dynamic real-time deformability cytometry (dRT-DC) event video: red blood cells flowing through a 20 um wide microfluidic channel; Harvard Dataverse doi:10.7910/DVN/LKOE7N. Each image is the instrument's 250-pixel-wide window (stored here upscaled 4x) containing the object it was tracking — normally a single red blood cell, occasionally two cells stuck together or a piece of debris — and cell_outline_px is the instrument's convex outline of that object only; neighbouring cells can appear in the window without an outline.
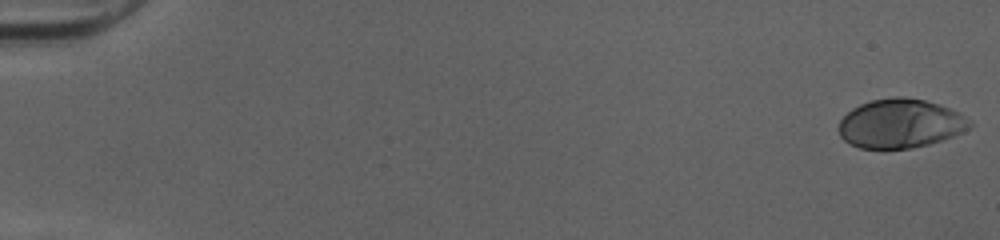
{"species": "human", "species_latin": "Homo sapiens", "temperature_condition": "cold", "stored_images_in_passage": 51, "camera_frame_rate_fps": 3000, "um_per_image_px": 0.085, "donor": {"sex": "female"}, "frame": {"image": 1, "passage_image": 1, "time_ms": 0.0, "image_size_px": [1000, 240], "cell_outline_px": [[972, 124], [968, 128], [952, 136], [928, 144], [912, 148], [860, 148], [844, 140], [840, 136], [840, 120], [852, 108], [860, 104], [872, 100], [896, 96], [904, 96], [924, 100], [948, 108], [964, 116]], "centroid_in_image_um": [76.49, 10.49], "position_along_channel_um": 8.5, "area_um2": 36.82}}
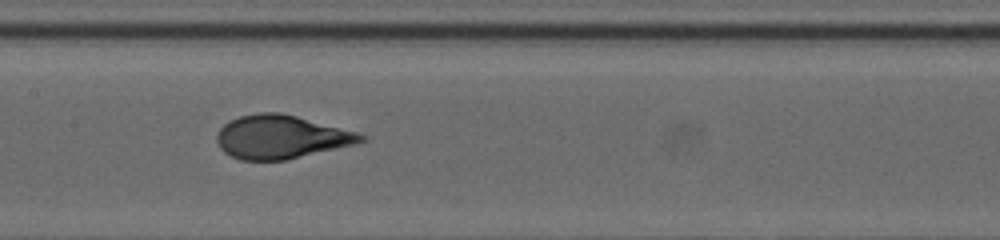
{"frame": {"image": 2, "passage_image": 27, "time_ms": 8.667, "image_size_px": [1000, 240], "cell_outline_px": [[368, 140], [356, 144], [284, 160], [240, 160], [224, 152], [220, 148], [216, 140], [216, 132], [228, 120], [240, 116], [260, 112], [280, 112], [296, 116], [356, 132], [368, 136]], "centroid_in_image_um": [23.87, 11.64], "position_along_channel_um": 183.5, "area_um2": 36.41}}
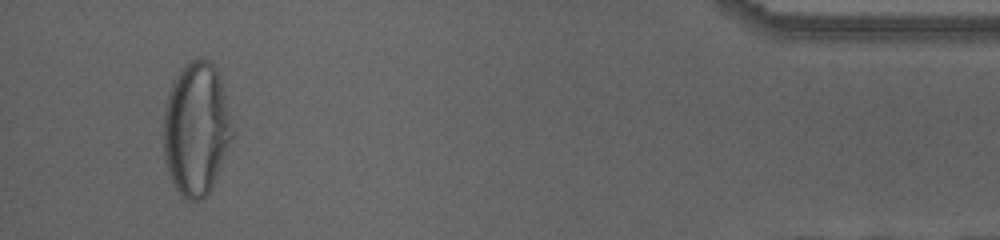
{"frame": {"image": 3, "passage_image": 49, "time_ms": 16.0, "image_size_px": [1000, 240], "cell_outline_px": [[236, 132], [212, 188], [200, 200], [188, 200], [180, 196], [168, 172], [164, 160], [164, 112], [168, 96], [172, 84], [180, 72], [192, 60], [200, 56], [204, 56], [216, 68], [220, 76]], "centroid_in_image_um": [16.73, 10.97], "position_along_channel_um": 418.5, "area_um2": 53.81}, "authors_computed_cell_mechanics": {"area_um2": 36.6452, "velocity_mm_per_s": 4.0522, "shape_relaxation_time_tau1_ms": 6.1165, "shape_relaxation_time_tau2_ms": null, "deformation_change_tau1": 0.2608, "deformation_change_tau2": null}}